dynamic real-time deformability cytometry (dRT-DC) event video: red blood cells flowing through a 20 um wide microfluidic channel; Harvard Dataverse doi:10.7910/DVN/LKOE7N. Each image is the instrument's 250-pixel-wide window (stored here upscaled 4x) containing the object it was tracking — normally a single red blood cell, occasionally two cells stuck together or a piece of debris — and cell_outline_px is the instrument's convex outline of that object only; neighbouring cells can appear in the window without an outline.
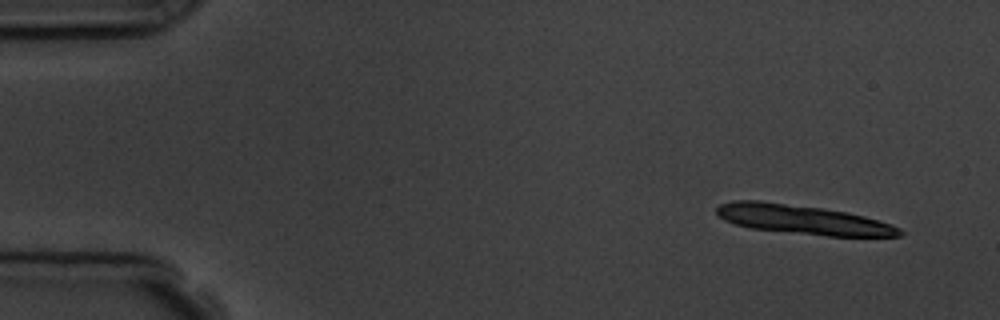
{"species": "common noctule bat (a hibernating species)", "species_latin": "Nyctalus noctula", "temperature_condition": "room temperature", "stored_images_in_passage": 6, "camera_frame_rate_fps": 3000, "um_per_image_px": 0.085, "animal": {"sex": "male", "body_mass_g": 19.5, "forearm_length_mm": 54.6}, "frame": {"image": 1, "passage_image": 1, "time_ms": 0.0, "image_size_px": [1000, 320], "cell_outline_px": [[904, 232], [900, 236], [828, 236], [752, 228], [736, 224], [724, 220], [716, 212], [716, 208], [720, 204], [732, 200], [760, 200], [820, 208], [848, 212], [864, 216], [892, 224], [900, 228]], "centroid_in_image_um": [68.25, 18.66], "position_along_channel_um": 16.8, "area_um2": 30.98}}
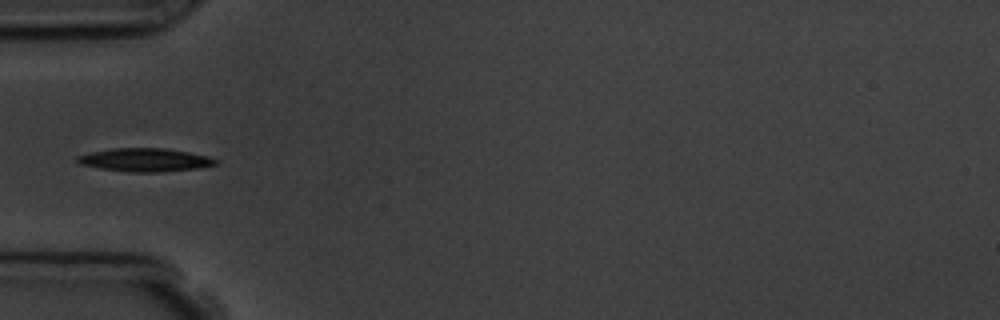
{"frame": {"image": 2, "passage_image": 5, "time_ms": 4.667, "image_size_px": [1000, 320], "cell_outline_px": [[220, 160], [216, 164], [200, 168], [160, 172], [128, 172], [100, 168], [80, 164], [76, 160], [76, 156], [92, 152], [112, 148], [164, 148], [188, 152], [208, 156]], "centroid_in_image_um": [12.35, 13.59], "position_along_channel_um": 72.7, "area_um2": 18.79}}
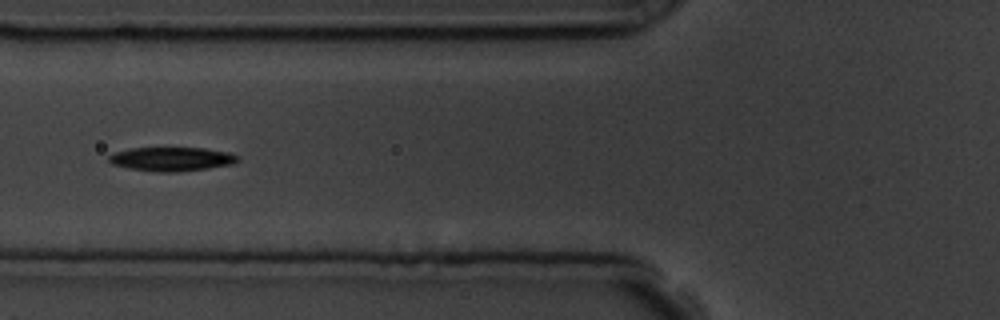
{"frame": {"image": 3, "passage_image": 6, "time_ms": 5.667, "image_size_px": [1000, 320], "cell_outline_px": [[240, 160], [232, 164], [208, 168], [180, 172], [156, 172], [128, 168], [112, 164], [108, 160], [108, 156], [116, 152], [132, 148], [204, 148], [228, 152], [236, 156]], "centroid_in_image_um": [14.58, 13.53], "position_along_channel_um": 111.2, "area_um2": 17.92}}